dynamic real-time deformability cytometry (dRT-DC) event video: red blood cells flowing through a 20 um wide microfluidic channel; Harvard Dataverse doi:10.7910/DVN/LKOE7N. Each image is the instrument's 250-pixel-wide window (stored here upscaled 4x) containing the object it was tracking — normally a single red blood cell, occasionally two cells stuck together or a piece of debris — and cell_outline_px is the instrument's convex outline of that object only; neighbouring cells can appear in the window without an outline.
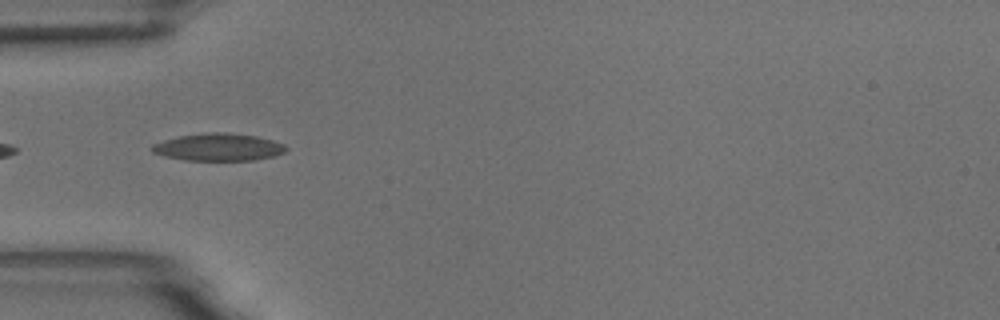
{"species": "common noctule bat (a hibernating species)", "species_latin": "Nyctalus noctula", "temperature_condition": "room temperature", "stored_images_in_passage": 11, "camera_frame_rate_fps": 3000, "um_per_image_px": 0.085, "animal": {"sex": "male", "body_mass_g": 18.8}, "frame": {"image": 1, "passage_image": 2, "time_ms": 0.333, "image_size_px": [1000, 320], "cell_outline_px": [[288, 148], [284, 152], [272, 156], [252, 160], [184, 160], [164, 156], [152, 152], [152, 144], [164, 140], [180, 136], [204, 132], [228, 132], [256, 136], [272, 140], [284, 144]], "centroid_in_image_um": [18.56, 12.5], "position_along_channel_um": 66.4, "area_um2": 21.33}}